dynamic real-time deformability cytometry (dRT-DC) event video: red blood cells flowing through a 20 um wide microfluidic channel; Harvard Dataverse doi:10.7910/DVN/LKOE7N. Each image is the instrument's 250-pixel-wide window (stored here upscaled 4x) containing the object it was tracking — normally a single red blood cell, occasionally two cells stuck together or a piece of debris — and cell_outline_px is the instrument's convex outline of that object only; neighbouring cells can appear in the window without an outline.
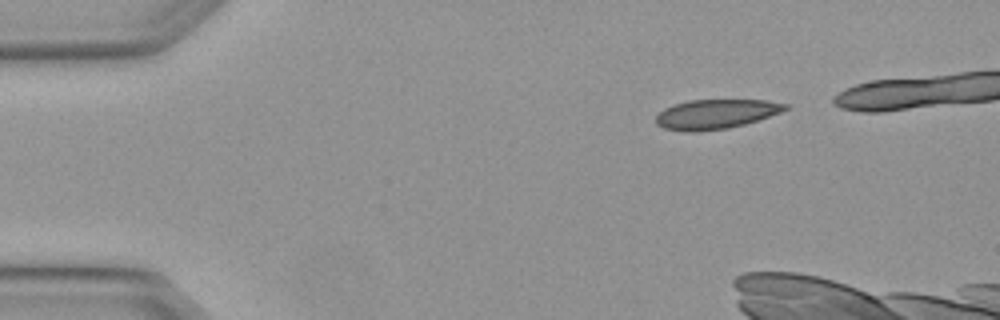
{"species": "Egyptian fruit bat (a non-hibernating species)", "species_latin": "Rousettus aegyptiacus", "temperature_condition": "warm", "stored_images_in_passage": 6, "camera_frame_rate_fps": 3000, "um_per_image_px": 0.085, "animal": {"sex": "female"}, "frame": {"image": 1, "passage_image": 6, "time_ms": 1.667, "image_size_px": [1000, 320], "cell_outline_px": [[792, 108], [744, 124], [728, 128], [696, 132], [688, 132], [664, 128], [656, 124], [656, 116], [664, 108], [688, 100], [768, 100], [792, 104]], "centroid_in_image_um": [60.89, 9.69], "position_along_channel_um": 24.1, "area_um2": 22.31}}